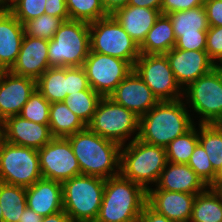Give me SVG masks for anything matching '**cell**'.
<instances>
[{
	"instance_id": "cell-6",
	"label": "cell",
	"mask_w": 222,
	"mask_h": 222,
	"mask_svg": "<svg viewBox=\"0 0 222 222\" xmlns=\"http://www.w3.org/2000/svg\"><path fill=\"white\" fill-rule=\"evenodd\" d=\"M89 52V23L67 20L49 40V65L50 67L83 66Z\"/></svg>"
},
{
	"instance_id": "cell-28",
	"label": "cell",
	"mask_w": 222,
	"mask_h": 222,
	"mask_svg": "<svg viewBox=\"0 0 222 222\" xmlns=\"http://www.w3.org/2000/svg\"><path fill=\"white\" fill-rule=\"evenodd\" d=\"M189 222H222V201L213 188L196 194Z\"/></svg>"
},
{
	"instance_id": "cell-15",
	"label": "cell",
	"mask_w": 222,
	"mask_h": 222,
	"mask_svg": "<svg viewBox=\"0 0 222 222\" xmlns=\"http://www.w3.org/2000/svg\"><path fill=\"white\" fill-rule=\"evenodd\" d=\"M165 55L173 75L182 89L217 66L209 58L205 50L196 51L172 48Z\"/></svg>"
},
{
	"instance_id": "cell-31",
	"label": "cell",
	"mask_w": 222,
	"mask_h": 222,
	"mask_svg": "<svg viewBox=\"0 0 222 222\" xmlns=\"http://www.w3.org/2000/svg\"><path fill=\"white\" fill-rule=\"evenodd\" d=\"M101 99L102 96L90 87L87 90L67 95L64 103L87 126L92 120Z\"/></svg>"
},
{
	"instance_id": "cell-16",
	"label": "cell",
	"mask_w": 222,
	"mask_h": 222,
	"mask_svg": "<svg viewBox=\"0 0 222 222\" xmlns=\"http://www.w3.org/2000/svg\"><path fill=\"white\" fill-rule=\"evenodd\" d=\"M109 98L134 112L138 117L149 112L159 102L134 70L123 79Z\"/></svg>"
},
{
	"instance_id": "cell-12",
	"label": "cell",
	"mask_w": 222,
	"mask_h": 222,
	"mask_svg": "<svg viewBox=\"0 0 222 222\" xmlns=\"http://www.w3.org/2000/svg\"><path fill=\"white\" fill-rule=\"evenodd\" d=\"M83 68L90 87L102 97H109L133 70L128 61L93 51L89 52Z\"/></svg>"
},
{
	"instance_id": "cell-7",
	"label": "cell",
	"mask_w": 222,
	"mask_h": 222,
	"mask_svg": "<svg viewBox=\"0 0 222 222\" xmlns=\"http://www.w3.org/2000/svg\"><path fill=\"white\" fill-rule=\"evenodd\" d=\"M139 123L140 117L134 112L117 104L109 97H102L87 127L101 137L122 146L132 134L135 133V137L131 141L138 138Z\"/></svg>"
},
{
	"instance_id": "cell-38",
	"label": "cell",
	"mask_w": 222,
	"mask_h": 222,
	"mask_svg": "<svg viewBox=\"0 0 222 222\" xmlns=\"http://www.w3.org/2000/svg\"><path fill=\"white\" fill-rule=\"evenodd\" d=\"M205 51L217 66L222 62V26L208 28Z\"/></svg>"
},
{
	"instance_id": "cell-36",
	"label": "cell",
	"mask_w": 222,
	"mask_h": 222,
	"mask_svg": "<svg viewBox=\"0 0 222 222\" xmlns=\"http://www.w3.org/2000/svg\"><path fill=\"white\" fill-rule=\"evenodd\" d=\"M46 0H12L8 10L24 24L26 21L45 13Z\"/></svg>"
},
{
	"instance_id": "cell-8",
	"label": "cell",
	"mask_w": 222,
	"mask_h": 222,
	"mask_svg": "<svg viewBox=\"0 0 222 222\" xmlns=\"http://www.w3.org/2000/svg\"><path fill=\"white\" fill-rule=\"evenodd\" d=\"M89 33L90 51L128 61L132 66L140 56L138 44L112 15L89 23Z\"/></svg>"
},
{
	"instance_id": "cell-51",
	"label": "cell",
	"mask_w": 222,
	"mask_h": 222,
	"mask_svg": "<svg viewBox=\"0 0 222 222\" xmlns=\"http://www.w3.org/2000/svg\"><path fill=\"white\" fill-rule=\"evenodd\" d=\"M219 182H222V165L221 167L219 168V170L216 172L215 174V180L213 183H219Z\"/></svg>"
},
{
	"instance_id": "cell-52",
	"label": "cell",
	"mask_w": 222,
	"mask_h": 222,
	"mask_svg": "<svg viewBox=\"0 0 222 222\" xmlns=\"http://www.w3.org/2000/svg\"><path fill=\"white\" fill-rule=\"evenodd\" d=\"M8 9V4L4 0H0V14Z\"/></svg>"
},
{
	"instance_id": "cell-21",
	"label": "cell",
	"mask_w": 222,
	"mask_h": 222,
	"mask_svg": "<svg viewBox=\"0 0 222 222\" xmlns=\"http://www.w3.org/2000/svg\"><path fill=\"white\" fill-rule=\"evenodd\" d=\"M155 186L157 187L154 189L149 187L148 190L198 194L208 187L188 164L171 162H167Z\"/></svg>"
},
{
	"instance_id": "cell-42",
	"label": "cell",
	"mask_w": 222,
	"mask_h": 222,
	"mask_svg": "<svg viewBox=\"0 0 222 222\" xmlns=\"http://www.w3.org/2000/svg\"><path fill=\"white\" fill-rule=\"evenodd\" d=\"M204 8L210 27L222 26V0H205Z\"/></svg>"
},
{
	"instance_id": "cell-25",
	"label": "cell",
	"mask_w": 222,
	"mask_h": 222,
	"mask_svg": "<svg viewBox=\"0 0 222 222\" xmlns=\"http://www.w3.org/2000/svg\"><path fill=\"white\" fill-rule=\"evenodd\" d=\"M49 127L53 137L66 138L87 126L61 101L50 105Z\"/></svg>"
},
{
	"instance_id": "cell-3",
	"label": "cell",
	"mask_w": 222,
	"mask_h": 222,
	"mask_svg": "<svg viewBox=\"0 0 222 222\" xmlns=\"http://www.w3.org/2000/svg\"><path fill=\"white\" fill-rule=\"evenodd\" d=\"M147 204V190L121 175L105 180L102 204L95 222H138Z\"/></svg>"
},
{
	"instance_id": "cell-45",
	"label": "cell",
	"mask_w": 222,
	"mask_h": 222,
	"mask_svg": "<svg viewBox=\"0 0 222 222\" xmlns=\"http://www.w3.org/2000/svg\"><path fill=\"white\" fill-rule=\"evenodd\" d=\"M129 0H101L102 6L108 15L128 5Z\"/></svg>"
},
{
	"instance_id": "cell-40",
	"label": "cell",
	"mask_w": 222,
	"mask_h": 222,
	"mask_svg": "<svg viewBox=\"0 0 222 222\" xmlns=\"http://www.w3.org/2000/svg\"><path fill=\"white\" fill-rule=\"evenodd\" d=\"M207 31H199V35H182L176 39L174 48L182 50H205Z\"/></svg>"
},
{
	"instance_id": "cell-53",
	"label": "cell",
	"mask_w": 222,
	"mask_h": 222,
	"mask_svg": "<svg viewBox=\"0 0 222 222\" xmlns=\"http://www.w3.org/2000/svg\"><path fill=\"white\" fill-rule=\"evenodd\" d=\"M2 208H1V206H0V222H3V219H2Z\"/></svg>"
},
{
	"instance_id": "cell-30",
	"label": "cell",
	"mask_w": 222,
	"mask_h": 222,
	"mask_svg": "<svg viewBox=\"0 0 222 222\" xmlns=\"http://www.w3.org/2000/svg\"><path fill=\"white\" fill-rule=\"evenodd\" d=\"M198 140L206 151L213 169L217 172L222 165V125L199 124Z\"/></svg>"
},
{
	"instance_id": "cell-35",
	"label": "cell",
	"mask_w": 222,
	"mask_h": 222,
	"mask_svg": "<svg viewBox=\"0 0 222 222\" xmlns=\"http://www.w3.org/2000/svg\"><path fill=\"white\" fill-rule=\"evenodd\" d=\"M50 105L51 103L36 88L19 115L26 120L49 124Z\"/></svg>"
},
{
	"instance_id": "cell-47",
	"label": "cell",
	"mask_w": 222,
	"mask_h": 222,
	"mask_svg": "<svg viewBox=\"0 0 222 222\" xmlns=\"http://www.w3.org/2000/svg\"><path fill=\"white\" fill-rule=\"evenodd\" d=\"M42 219V216L37 214L34 210L26 207L20 216L19 222H41Z\"/></svg>"
},
{
	"instance_id": "cell-23",
	"label": "cell",
	"mask_w": 222,
	"mask_h": 222,
	"mask_svg": "<svg viewBox=\"0 0 222 222\" xmlns=\"http://www.w3.org/2000/svg\"><path fill=\"white\" fill-rule=\"evenodd\" d=\"M160 14V10L127 5L115 11L112 16L140 46Z\"/></svg>"
},
{
	"instance_id": "cell-37",
	"label": "cell",
	"mask_w": 222,
	"mask_h": 222,
	"mask_svg": "<svg viewBox=\"0 0 222 222\" xmlns=\"http://www.w3.org/2000/svg\"><path fill=\"white\" fill-rule=\"evenodd\" d=\"M187 164L207 186H210L214 182L216 171L213 169L209 157L200 143L196 145Z\"/></svg>"
},
{
	"instance_id": "cell-50",
	"label": "cell",
	"mask_w": 222,
	"mask_h": 222,
	"mask_svg": "<svg viewBox=\"0 0 222 222\" xmlns=\"http://www.w3.org/2000/svg\"><path fill=\"white\" fill-rule=\"evenodd\" d=\"M4 141V120L0 117V145Z\"/></svg>"
},
{
	"instance_id": "cell-43",
	"label": "cell",
	"mask_w": 222,
	"mask_h": 222,
	"mask_svg": "<svg viewBox=\"0 0 222 222\" xmlns=\"http://www.w3.org/2000/svg\"><path fill=\"white\" fill-rule=\"evenodd\" d=\"M45 14L69 20L66 0H46Z\"/></svg>"
},
{
	"instance_id": "cell-14",
	"label": "cell",
	"mask_w": 222,
	"mask_h": 222,
	"mask_svg": "<svg viewBox=\"0 0 222 222\" xmlns=\"http://www.w3.org/2000/svg\"><path fill=\"white\" fill-rule=\"evenodd\" d=\"M36 89V80L12 73L0 71V117L19 115L30 95Z\"/></svg>"
},
{
	"instance_id": "cell-19",
	"label": "cell",
	"mask_w": 222,
	"mask_h": 222,
	"mask_svg": "<svg viewBox=\"0 0 222 222\" xmlns=\"http://www.w3.org/2000/svg\"><path fill=\"white\" fill-rule=\"evenodd\" d=\"M196 194L147 190V204L173 222H189Z\"/></svg>"
},
{
	"instance_id": "cell-24",
	"label": "cell",
	"mask_w": 222,
	"mask_h": 222,
	"mask_svg": "<svg viewBox=\"0 0 222 222\" xmlns=\"http://www.w3.org/2000/svg\"><path fill=\"white\" fill-rule=\"evenodd\" d=\"M175 43L176 38L169 16L160 14L139 46L140 54H166L174 48Z\"/></svg>"
},
{
	"instance_id": "cell-11",
	"label": "cell",
	"mask_w": 222,
	"mask_h": 222,
	"mask_svg": "<svg viewBox=\"0 0 222 222\" xmlns=\"http://www.w3.org/2000/svg\"><path fill=\"white\" fill-rule=\"evenodd\" d=\"M133 70L159 102L182 99L183 89L176 81L165 54H140Z\"/></svg>"
},
{
	"instance_id": "cell-41",
	"label": "cell",
	"mask_w": 222,
	"mask_h": 222,
	"mask_svg": "<svg viewBox=\"0 0 222 222\" xmlns=\"http://www.w3.org/2000/svg\"><path fill=\"white\" fill-rule=\"evenodd\" d=\"M205 0H163L161 5V14L171 12L185 11L198 6H203Z\"/></svg>"
},
{
	"instance_id": "cell-18",
	"label": "cell",
	"mask_w": 222,
	"mask_h": 222,
	"mask_svg": "<svg viewBox=\"0 0 222 222\" xmlns=\"http://www.w3.org/2000/svg\"><path fill=\"white\" fill-rule=\"evenodd\" d=\"M48 45L49 40L25 35L17 60L10 71L37 80L50 68Z\"/></svg>"
},
{
	"instance_id": "cell-34",
	"label": "cell",
	"mask_w": 222,
	"mask_h": 222,
	"mask_svg": "<svg viewBox=\"0 0 222 222\" xmlns=\"http://www.w3.org/2000/svg\"><path fill=\"white\" fill-rule=\"evenodd\" d=\"M65 22L61 17L42 14L39 17L26 21L24 26L25 35L33 38L51 40L59 27Z\"/></svg>"
},
{
	"instance_id": "cell-32",
	"label": "cell",
	"mask_w": 222,
	"mask_h": 222,
	"mask_svg": "<svg viewBox=\"0 0 222 222\" xmlns=\"http://www.w3.org/2000/svg\"><path fill=\"white\" fill-rule=\"evenodd\" d=\"M194 126L184 135L176 137L166 147L167 161L176 164H187L190 156L199 143L198 130Z\"/></svg>"
},
{
	"instance_id": "cell-17",
	"label": "cell",
	"mask_w": 222,
	"mask_h": 222,
	"mask_svg": "<svg viewBox=\"0 0 222 222\" xmlns=\"http://www.w3.org/2000/svg\"><path fill=\"white\" fill-rule=\"evenodd\" d=\"M53 138L49 124L26 120L20 115L4 121V140L10 144L39 150Z\"/></svg>"
},
{
	"instance_id": "cell-48",
	"label": "cell",
	"mask_w": 222,
	"mask_h": 222,
	"mask_svg": "<svg viewBox=\"0 0 222 222\" xmlns=\"http://www.w3.org/2000/svg\"><path fill=\"white\" fill-rule=\"evenodd\" d=\"M41 222H72L68 214L62 210L55 214L43 217Z\"/></svg>"
},
{
	"instance_id": "cell-54",
	"label": "cell",
	"mask_w": 222,
	"mask_h": 222,
	"mask_svg": "<svg viewBox=\"0 0 222 222\" xmlns=\"http://www.w3.org/2000/svg\"><path fill=\"white\" fill-rule=\"evenodd\" d=\"M7 4H9L12 0H4ZM9 2V3H8Z\"/></svg>"
},
{
	"instance_id": "cell-13",
	"label": "cell",
	"mask_w": 222,
	"mask_h": 222,
	"mask_svg": "<svg viewBox=\"0 0 222 222\" xmlns=\"http://www.w3.org/2000/svg\"><path fill=\"white\" fill-rule=\"evenodd\" d=\"M37 151L42 178L63 183L81 174L78 161L67 138L54 137Z\"/></svg>"
},
{
	"instance_id": "cell-44",
	"label": "cell",
	"mask_w": 222,
	"mask_h": 222,
	"mask_svg": "<svg viewBox=\"0 0 222 222\" xmlns=\"http://www.w3.org/2000/svg\"><path fill=\"white\" fill-rule=\"evenodd\" d=\"M138 222H173L166 216L159 214L146 204L141 212Z\"/></svg>"
},
{
	"instance_id": "cell-27",
	"label": "cell",
	"mask_w": 222,
	"mask_h": 222,
	"mask_svg": "<svg viewBox=\"0 0 222 222\" xmlns=\"http://www.w3.org/2000/svg\"><path fill=\"white\" fill-rule=\"evenodd\" d=\"M37 90L50 102L67 98V67H50L37 80Z\"/></svg>"
},
{
	"instance_id": "cell-10",
	"label": "cell",
	"mask_w": 222,
	"mask_h": 222,
	"mask_svg": "<svg viewBox=\"0 0 222 222\" xmlns=\"http://www.w3.org/2000/svg\"><path fill=\"white\" fill-rule=\"evenodd\" d=\"M42 178L36 149L10 144L0 145V182L29 187Z\"/></svg>"
},
{
	"instance_id": "cell-9",
	"label": "cell",
	"mask_w": 222,
	"mask_h": 222,
	"mask_svg": "<svg viewBox=\"0 0 222 222\" xmlns=\"http://www.w3.org/2000/svg\"><path fill=\"white\" fill-rule=\"evenodd\" d=\"M193 111L201 117L199 124L222 123V68L216 66L183 89Z\"/></svg>"
},
{
	"instance_id": "cell-55",
	"label": "cell",
	"mask_w": 222,
	"mask_h": 222,
	"mask_svg": "<svg viewBox=\"0 0 222 222\" xmlns=\"http://www.w3.org/2000/svg\"><path fill=\"white\" fill-rule=\"evenodd\" d=\"M218 66H219L220 68H222V62H221L220 64H218Z\"/></svg>"
},
{
	"instance_id": "cell-49",
	"label": "cell",
	"mask_w": 222,
	"mask_h": 222,
	"mask_svg": "<svg viewBox=\"0 0 222 222\" xmlns=\"http://www.w3.org/2000/svg\"><path fill=\"white\" fill-rule=\"evenodd\" d=\"M209 187L213 188L222 201V182L212 183Z\"/></svg>"
},
{
	"instance_id": "cell-2",
	"label": "cell",
	"mask_w": 222,
	"mask_h": 222,
	"mask_svg": "<svg viewBox=\"0 0 222 222\" xmlns=\"http://www.w3.org/2000/svg\"><path fill=\"white\" fill-rule=\"evenodd\" d=\"M182 99L158 102L140 117L138 139L144 143L166 147L194 125Z\"/></svg>"
},
{
	"instance_id": "cell-1",
	"label": "cell",
	"mask_w": 222,
	"mask_h": 222,
	"mask_svg": "<svg viewBox=\"0 0 222 222\" xmlns=\"http://www.w3.org/2000/svg\"><path fill=\"white\" fill-rule=\"evenodd\" d=\"M66 138L71 144L81 174L105 180L120 175V144L101 137L88 127Z\"/></svg>"
},
{
	"instance_id": "cell-22",
	"label": "cell",
	"mask_w": 222,
	"mask_h": 222,
	"mask_svg": "<svg viewBox=\"0 0 222 222\" xmlns=\"http://www.w3.org/2000/svg\"><path fill=\"white\" fill-rule=\"evenodd\" d=\"M24 36L23 24L8 9L0 14V71L15 64Z\"/></svg>"
},
{
	"instance_id": "cell-4",
	"label": "cell",
	"mask_w": 222,
	"mask_h": 222,
	"mask_svg": "<svg viewBox=\"0 0 222 222\" xmlns=\"http://www.w3.org/2000/svg\"><path fill=\"white\" fill-rule=\"evenodd\" d=\"M167 162L165 147L150 145L136 138L121 146L120 175L148 190V184H157Z\"/></svg>"
},
{
	"instance_id": "cell-5",
	"label": "cell",
	"mask_w": 222,
	"mask_h": 222,
	"mask_svg": "<svg viewBox=\"0 0 222 222\" xmlns=\"http://www.w3.org/2000/svg\"><path fill=\"white\" fill-rule=\"evenodd\" d=\"M105 179L80 174L62 183L63 210L72 222H95L102 204Z\"/></svg>"
},
{
	"instance_id": "cell-33",
	"label": "cell",
	"mask_w": 222,
	"mask_h": 222,
	"mask_svg": "<svg viewBox=\"0 0 222 222\" xmlns=\"http://www.w3.org/2000/svg\"><path fill=\"white\" fill-rule=\"evenodd\" d=\"M69 20L92 23L108 16L101 0H66Z\"/></svg>"
},
{
	"instance_id": "cell-26",
	"label": "cell",
	"mask_w": 222,
	"mask_h": 222,
	"mask_svg": "<svg viewBox=\"0 0 222 222\" xmlns=\"http://www.w3.org/2000/svg\"><path fill=\"white\" fill-rule=\"evenodd\" d=\"M167 15L172 22L176 39L182 35H199V31H207L210 27L204 6Z\"/></svg>"
},
{
	"instance_id": "cell-20",
	"label": "cell",
	"mask_w": 222,
	"mask_h": 222,
	"mask_svg": "<svg viewBox=\"0 0 222 222\" xmlns=\"http://www.w3.org/2000/svg\"><path fill=\"white\" fill-rule=\"evenodd\" d=\"M27 207L42 217L63 210L62 183L41 178L26 187Z\"/></svg>"
},
{
	"instance_id": "cell-29",
	"label": "cell",
	"mask_w": 222,
	"mask_h": 222,
	"mask_svg": "<svg viewBox=\"0 0 222 222\" xmlns=\"http://www.w3.org/2000/svg\"><path fill=\"white\" fill-rule=\"evenodd\" d=\"M0 206L3 222H19L27 207L26 188L0 182Z\"/></svg>"
},
{
	"instance_id": "cell-46",
	"label": "cell",
	"mask_w": 222,
	"mask_h": 222,
	"mask_svg": "<svg viewBox=\"0 0 222 222\" xmlns=\"http://www.w3.org/2000/svg\"><path fill=\"white\" fill-rule=\"evenodd\" d=\"M163 0H129L128 5L140 8H152L161 11Z\"/></svg>"
},
{
	"instance_id": "cell-39",
	"label": "cell",
	"mask_w": 222,
	"mask_h": 222,
	"mask_svg": "<svg viewBox=\"0 0 222 222\" xmlns=\"http://www.w3.org/2000/svg\"><path fill=\"white\" fill-rule=\"evenodd\" d=\"M90 88L83 66L67 67V95Z\"/></svg>"
}]
</instances>
